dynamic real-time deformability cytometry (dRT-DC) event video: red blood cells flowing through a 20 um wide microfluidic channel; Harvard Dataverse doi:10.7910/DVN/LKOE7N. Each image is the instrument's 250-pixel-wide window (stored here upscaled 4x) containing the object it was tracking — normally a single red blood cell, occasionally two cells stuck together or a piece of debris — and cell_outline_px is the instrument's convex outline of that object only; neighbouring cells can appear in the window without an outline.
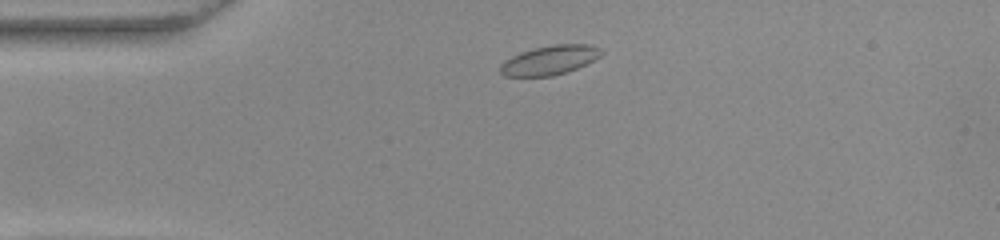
{"species": "common noctule bat (a hibernating species)", "species_latin": "Nyctalus noctula", "temperature_condition": "warm", "stored_images_in_passage": 45, "camera_frame_rate_fps": 3000, "um_per_image_px": 0.085, "animal": {"sex": "female", "body_mass_g": 22.0, "forearm_length_mm": 56.7}, "frame": {"image": 1, "passage_image": 4, "time_ms": 1.0, "image_size_px": [1000, 240], "cell_outline_px": [[604, 52], [600, 56], [576, 68], [552, 76], [504, 76], [500, 72], [500, 64], [512, 56], [520, 52], [552, 44], [592, 44], [600, 48]], "centroid_in_image_um": [46.72, 5.1], "position_along_channel_um": 38.3, "area_um2": 17.05}}
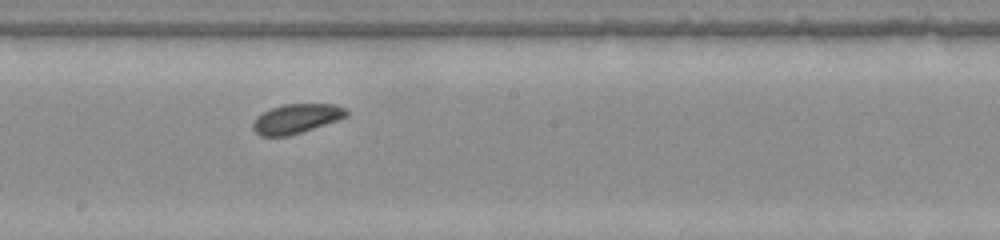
{"frame": {"image": 2, "passage_image": 21, "time_ms": 6.667, "image_size_px": [1000, 240], "cell_outline_px": [[348, 116], [288, 136], [260, 136], [252, 128], [252, 124], [256, 116], [272, 108], [284, 104], [336, 104], [348, 108]], "centroid_in_image_um": [25.19, 10.07], "position_along_channel_um": 223.0, "area_um2": 15.9}}
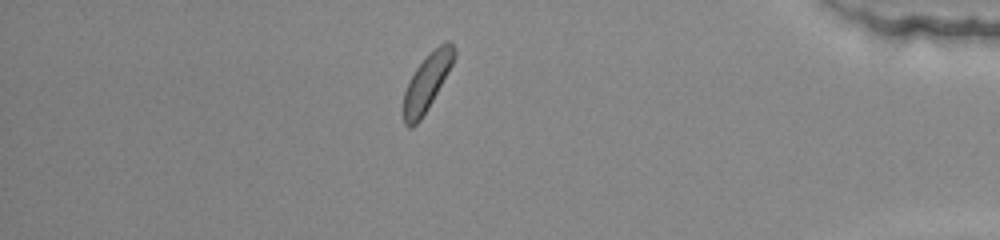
{"frame": {"image": 3, "passage_image": 38, "time_ms": 12.333, "image_size_px": [1000, 240], "cell_outline_px": [[456, 56], [452, 64], [428, 108], [420, 120], [412, 128], [408, 128], [404, 124], [404, 92], [416, 68], [444, 40], [452, 40], [456, 52]], "centroid_in_image_um": [36.31, 6.99], "position_along_channel_um": 398.9, "area_um2": 16.24}, "authors_computed_cell_mechanics": {"area_um2": 16.5308, "velocity_mm_per_s": 3.7967, "shape_relaxation_time_tau1_ms": 0.9328, "shape_relaxation_time_tau2_ms": null, "deformation_change_tau1": 0.0592, "deformation_change_tau2": null}}